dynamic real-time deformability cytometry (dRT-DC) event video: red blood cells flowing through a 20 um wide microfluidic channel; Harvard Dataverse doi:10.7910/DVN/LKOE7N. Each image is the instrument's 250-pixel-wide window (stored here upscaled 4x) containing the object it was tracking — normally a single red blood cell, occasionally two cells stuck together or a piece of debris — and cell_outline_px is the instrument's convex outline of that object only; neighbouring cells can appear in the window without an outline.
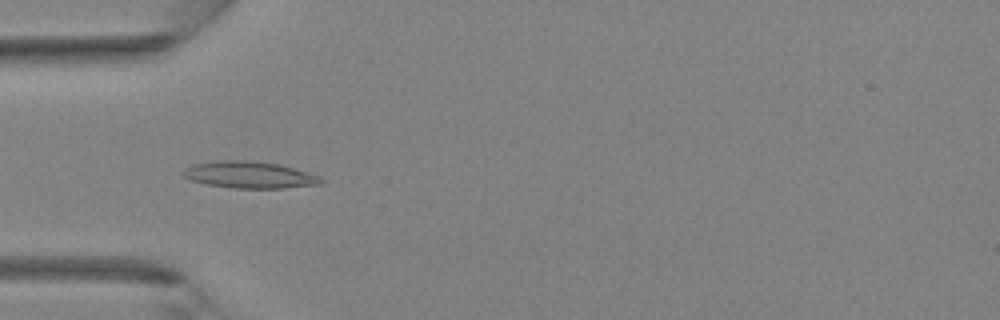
{"species": "Egyptian fruit bat (a non-hibernating species)", "species_latin": "Rousettus aegyptiacus", "temperature_condition": "room temperature", "stored_images_in_passage": 35, "camera_frame_rate_fps": 3000, "um_per_image_px": 0.085, "animal": {"sex": "female"}, "frame": {"image": 1, "passage_image": 7, "time_ms": 2.0, "image_size_px": [1000, 320], "cell_outline_px": [[324, 180], [320, 184], [284, 188], [232, 188], [208, 184], [192, 180], [184, 176], [180, 172], [184, 168], [192, 164], [224, 160], [244, 160], [276, 164], [292, 168], [320, 176]], "centroid_in_image_um": [21.17, 14.86], "position_along_channel_um": 63.8, "area_um2": 21.21}}
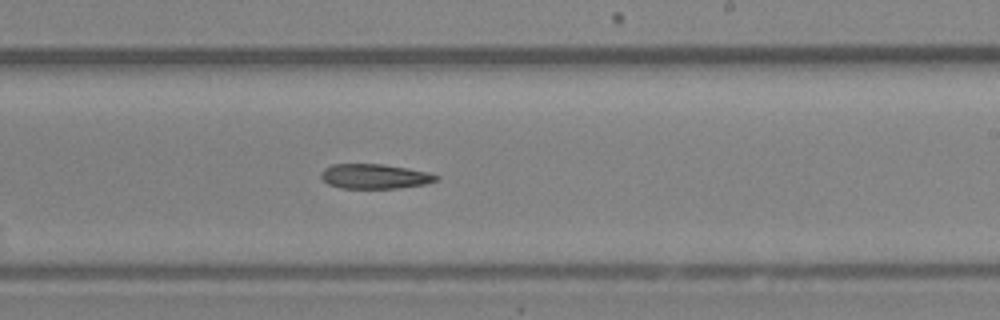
{"frame": {"image": 2, "passage_image": 19, "time_ms": 6.0, "image_size_px": [1000, 320], "cell_outline_px": [[440, 176], [436, 180], [424, 184], [400, 188], [340, 188], [328, 184], [320, 176], [320, 172], [324, 168], [332, 164], [384, 164], [408, 168], [428, 172]], "centroid_in_image_um": [31.83, 14.98], "position_along_channel_um": 257.2, "area_um2": 16.65}}
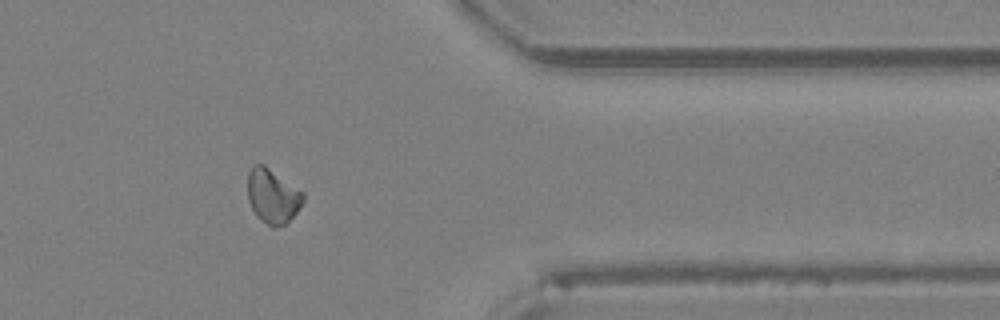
{"frame": {"image": 3, "passage_image": 28, "time_ms": 9.0, "image_size_px": [1000, 320], "cell_outline_px": [[304, 200], [296, 212], [284, 224], [276, 228], [272, 228], [260, 220], [256, 216], [248, 200], [248, 172], [252, 164], [264, 164], [304, 192]], "centroid_in_image_um": [23.16, 16.66], "position_along_channel_um": 388.2, "area_um2": 17.69}}